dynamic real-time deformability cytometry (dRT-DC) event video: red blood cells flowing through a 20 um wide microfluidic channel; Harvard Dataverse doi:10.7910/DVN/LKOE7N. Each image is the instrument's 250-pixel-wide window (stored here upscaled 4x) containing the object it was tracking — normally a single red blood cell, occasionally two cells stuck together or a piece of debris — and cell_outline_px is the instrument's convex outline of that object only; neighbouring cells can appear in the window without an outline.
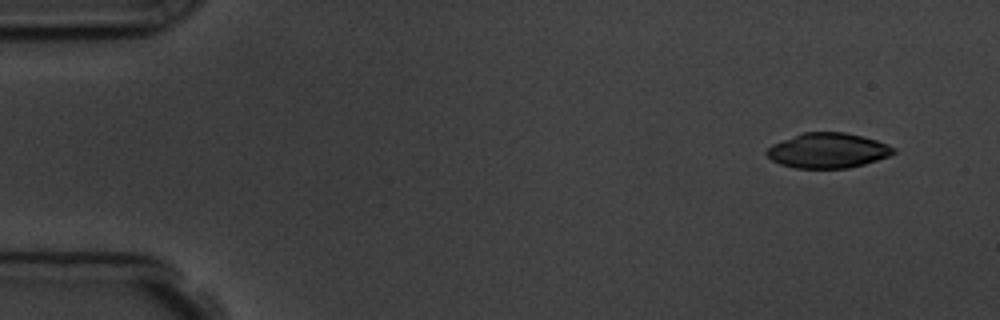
{"species": "common noctule bat (a hibernating species)", "species_latin": "Nyctalus noctula", "temperature_condition": "room temperature", "stored_images_in_passage": 4, "camera_frame_rate_fps": 3000, "um_per_image_px": 0.085, "animal": {"sex": "male", "body_mass_g": 19.5, "forearm_length_mm": 54.6}, "frame": {"image": 1, "passage_image": 1, "time_ms": 0.0, "image_size_px": [1000, 320], "cell_outline_px": [[896, 152], [888, 156], [864, 164], [848, 168], [796, 168], [780, 164], [772, 160], [764, 152], [772, 144], [804, 132], [844, 132], [864, 136], [888, 144], [896, 148]], "centroid_in_image_um": [70.38, 12.79], "position_along_channel_um": 14.6, "area_um2": 25.84}}
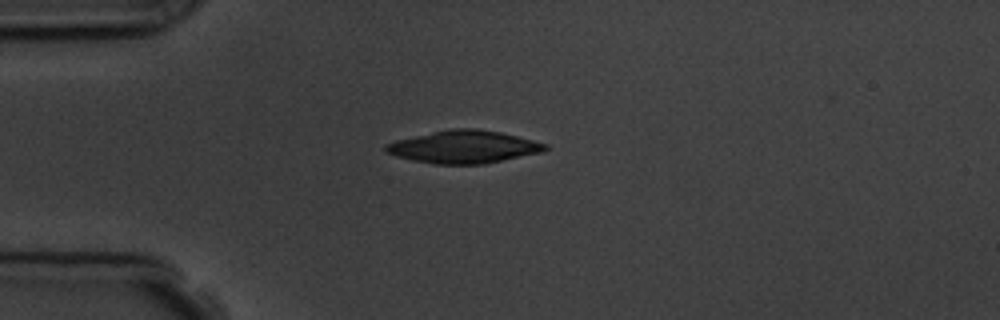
{"frame": {"image": 2, "passage_image": 4, "time_ms": 3.333, "image_size_px": [1000, 320], "cell_outline_px": [[548, 148], [544, 152], [484, 164], [436, 164], [396, 156], [384, 152], [384, 144], [396, 140], [452, 128], [476, 128], [500, 132], [548, 144]], "centroid_in_image_um": [39.44, 12.48], "position_along_channel_um": 45.6, "area_um2": 30.17}}